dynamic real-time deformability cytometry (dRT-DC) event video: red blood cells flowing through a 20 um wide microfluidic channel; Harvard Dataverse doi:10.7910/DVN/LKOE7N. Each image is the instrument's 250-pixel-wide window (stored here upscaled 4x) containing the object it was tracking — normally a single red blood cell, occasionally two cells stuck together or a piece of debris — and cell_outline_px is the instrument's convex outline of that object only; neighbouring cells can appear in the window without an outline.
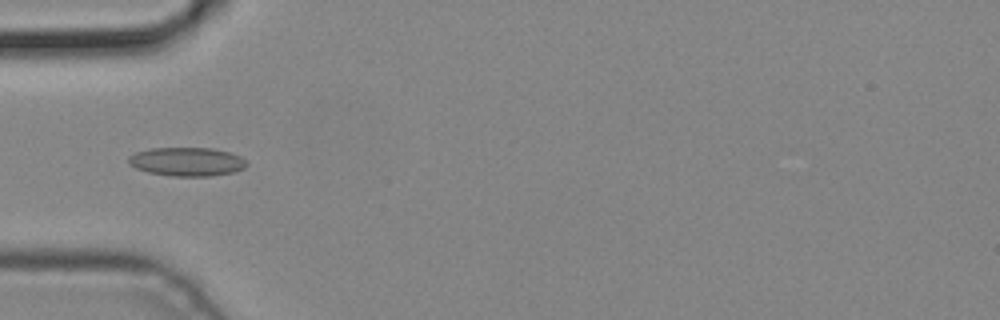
{"species": "common noctule bat (a hibernating species)", "species_latin": "Nyctalus noctula", "temperature_condition": "cold", "stored_images_in_passage": 2, "camera_frame_rate_fps": 3000, "um_per_image_px": 0.085, "animal": {"sex": "male", "body_mass_g": 19.2, "forearm_length_mm": 51.8}, "frame": {"image": 1, "passage_image": 2, "time_ms": 0.333, "image_size_px": [1000, 320], "cell_outline_px": [[248, 164], [244, 168], [236, 172], [208, 176], [168, 176], [148, 172], [136, 168], [128, 164], [128, 156], [136, 152], [152, 148], [212, 148], [228, 152], [240, 156]], "centroid_in_image_um": [15.87, 13.75], "position_along_channel_um": 69.1, "area_um2": 19.83}}